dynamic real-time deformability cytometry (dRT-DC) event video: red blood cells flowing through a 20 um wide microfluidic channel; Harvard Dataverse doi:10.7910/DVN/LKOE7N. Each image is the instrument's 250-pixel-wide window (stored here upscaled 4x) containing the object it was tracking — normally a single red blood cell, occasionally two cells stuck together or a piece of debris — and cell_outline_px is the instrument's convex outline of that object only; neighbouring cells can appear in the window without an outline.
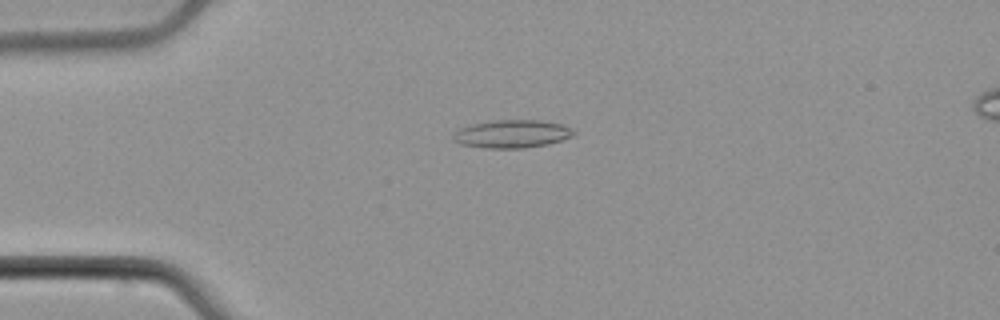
{"species": "common noctule bat (a hibernating species)", "species_latin": "Nyctalus noctula", "temperature_condition": "cold", "stored_images_in_passage": 55, "camera_frame_rate_fps": 3000, "um_per_image_px": 0.085, "animal": {"sex": "male", "body_mass_g": 21.5, "forearm_length_mm": 52.0}, "frame": {"image": 1, "passage_image": 14, "time_ms": 4.333, "image_size_px": [1000, 320], "cell_outline_px": [[576, 132], [572, 136], [548, 144], [524, 148], [488, 148], [460, 144], [452, 140], [452, 132], [456, 128], [472, 124], [492, 120], [540, 120], [564, 124], [572, 128]], "centroid_in_image_um": [43.48, 11.37], "position_along_channel_um": 41.5, "area_um2": 19.94}}
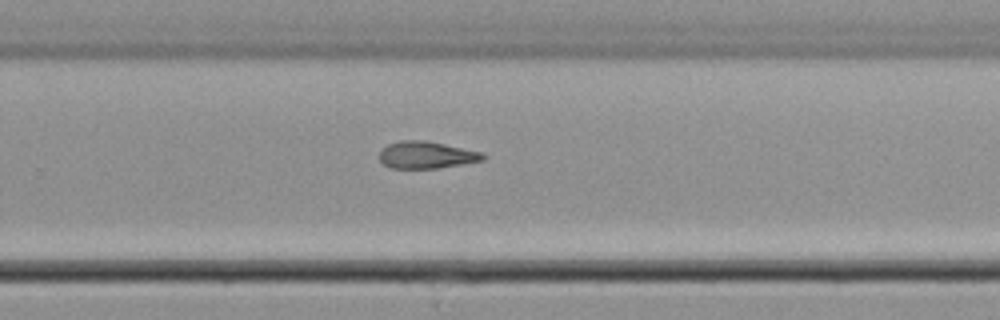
{"frame": {"image": 2, "passage_image": 36, "time_ms": 11.667, "image_size_px": [1000, 320], "cell_outline_px": [[488, 156], [484, 160], [436, 168], [392, 168], [384, 164], [380, 160], [380, 148], [388, 144], [400, 140], [424, 140], [444, 144], [480, 152]], "centroid_in_image_um": [36.21, 13.16], "position_along_channel_um": 293.6, "area_um2": 16.18}}
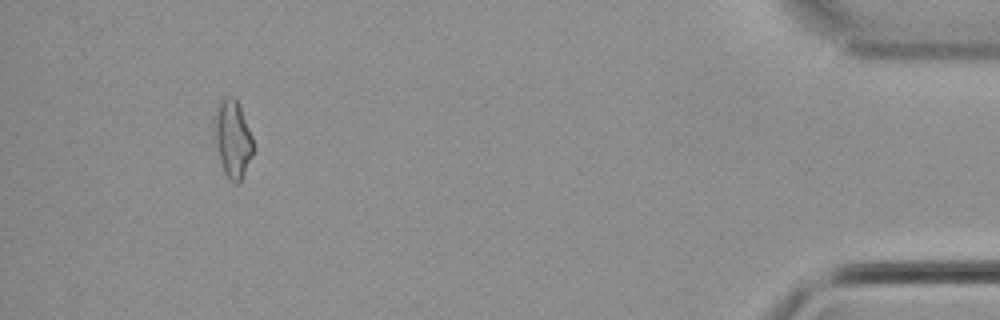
{"frame": {"image": 3, "passage_image": 51, "time_ms": 16.667, "image_size_px": [1000, 320], "cell_outline_px": [[252, 156], [240, 180], [236, 184], [224, 172], [220, 160], [212, 120], [216, 108], [220, 100], [224, 96], [232, 96], [236, 100], [240, 108], [252, 136]], "centroid_in_image_um": [19.75, 11.74], "position_along_channel_um": 415.5, "area_um2": 17.05}}